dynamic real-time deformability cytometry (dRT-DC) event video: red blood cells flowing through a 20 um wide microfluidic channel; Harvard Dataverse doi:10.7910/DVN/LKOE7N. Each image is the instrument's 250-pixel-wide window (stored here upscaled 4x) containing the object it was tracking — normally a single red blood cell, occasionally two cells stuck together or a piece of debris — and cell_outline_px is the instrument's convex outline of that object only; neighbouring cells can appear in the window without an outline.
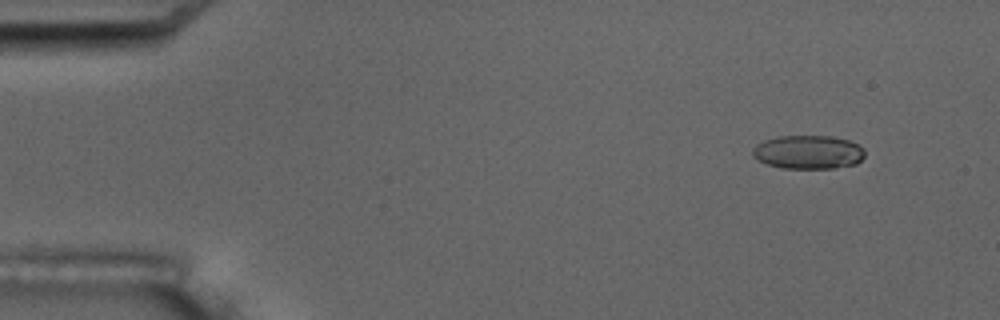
{"species": "common noctule bat (a hibernating species)", "species_latin": "Nyctalus noctula", "temperature_condition": "room temperature", "stored_images_in_passage": 6, "camera_frame_rate_fps": 3000, "um_per_image_px": 0.085, "animal": {"sex": "male", "body_mass_g": 17.5, "forearm_length_mm": 52.3}, "frame": {"image": 1, "passage_image": 2, "time_ms": 1.333, "image_size_px": [1000, 320], "cell_outline_px": [[864, 156], [856, 164], [836, 168], [780, 168], [768, 164], [752, 156], [752, 148], [756, 144], [764, 140], [776, 136], [832, 136], [848, 140], [864, 148]], "centroid_in_image_um": [68.69, 12.93], "position_along_channel_um": 16.3, "area_um2": 22.08}}